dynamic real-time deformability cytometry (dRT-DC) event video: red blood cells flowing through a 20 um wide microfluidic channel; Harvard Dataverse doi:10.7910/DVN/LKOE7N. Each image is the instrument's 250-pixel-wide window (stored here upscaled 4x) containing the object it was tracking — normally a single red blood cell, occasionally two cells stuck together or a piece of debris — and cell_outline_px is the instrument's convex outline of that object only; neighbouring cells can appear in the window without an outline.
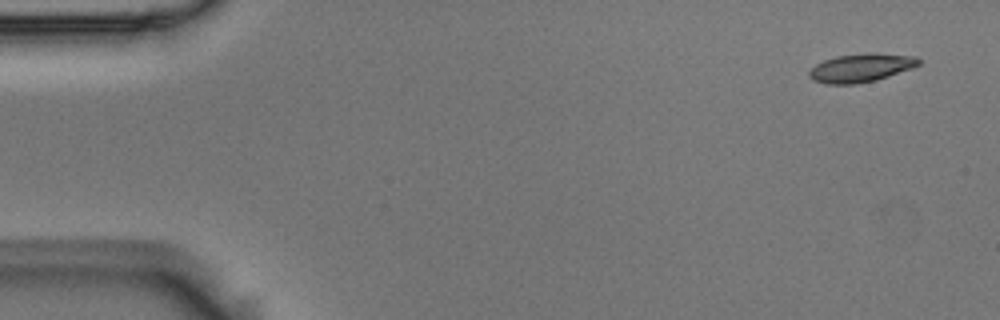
{"species": "Egyptian fruit bat (a non-hibernating species)", "species_latin": "Rousettus aegyptiacus", "temperature_condition": "room temperature", "stored_images_in_passage": 6, "camera_frame_rate_fps": 3000, "um_per_image_px": 0.085, "animal": {"sex": "male"}, "frame": {"image": 1, "passage_image": 1, "time_ms": 0.0, "image_size_px": [1000, 320], "cell_outline_px": [[920, 64], [912, 68], [876, 80], [856, 84], [824, 84], [812, 80], [808, 76], [808, 72], [816, 64], [824, 60], [836, 56], [916, 56], [920, 60]], "centroid_in_image_um": [73.09, 5.84], "position_along_channel_um": 11.9, "area_um2": 17.11}}
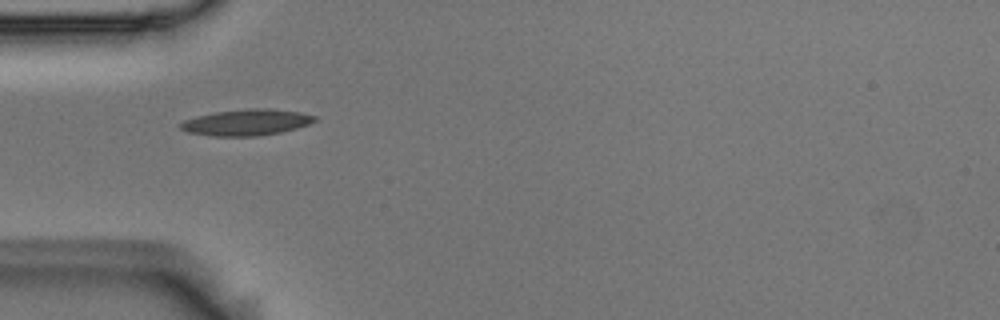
{"frame": {"image": 2, "passage_image": 5, "time_ms": 1.333, "image_size_px": [1000, 320], "cell_outline_px": [[316, 120], [308, 124], [296, 128], [280, 132], [256, 136], [212, 136], [188, 132], [180, 128], [180, 124], [184, 120], [196, 116], [216, 112], [252, 108], [272, 108], [300, 112], [316, 116]], "centroid_in_image_um": [20.96, 10.39], "position_along_channel_um": 64.0, "area_um2": 20.35}}
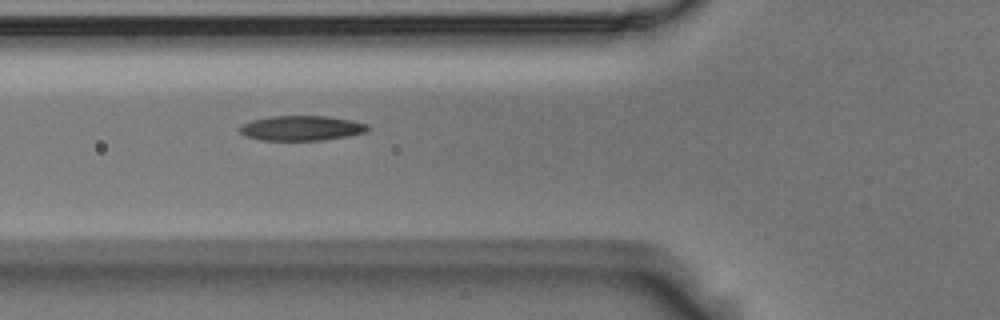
{"frame": {"image": 3, "passage_image": 6, "time_ms": 1.667, "image_size_px": [1000, 320], "cell_outline_px": [[372, 128], [368, 132], [348, 136], [324, 140], [260, 140], [244, 136], [236, 128], [240, 124], [252, 120], [268, 116], [328, 116], [352, 120], [368, 124]], "centroid_in_image_um": [25.62, 10.89], "position_along_channel_um": 100.2, "area_um2": 19.02}}